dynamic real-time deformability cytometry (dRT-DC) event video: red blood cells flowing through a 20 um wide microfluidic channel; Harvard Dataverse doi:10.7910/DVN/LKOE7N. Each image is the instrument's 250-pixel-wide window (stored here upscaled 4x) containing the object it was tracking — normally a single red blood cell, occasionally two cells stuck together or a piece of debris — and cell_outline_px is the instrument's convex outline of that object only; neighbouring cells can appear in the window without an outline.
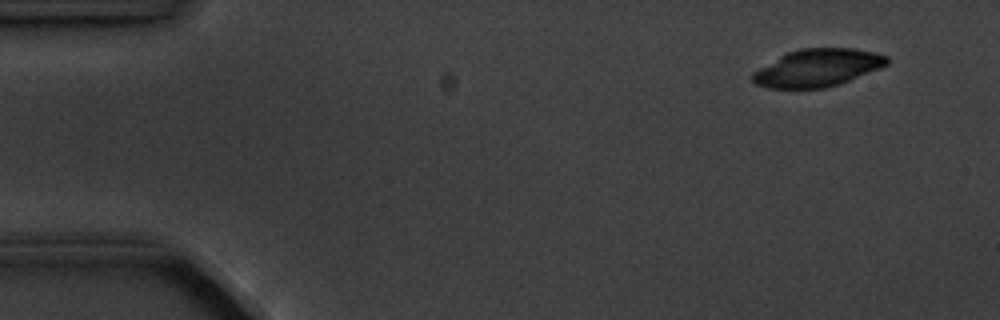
{"species": "common noctule bat (a hibernating species)", "species_latin": "Nyctalus noctula", "temperature_condition": "cold", "stored_images_in_passage": 3, "camera_frame_rate_fps": 3000, "um_per_image_px": 0.085, "animal": {"sex": "male", "body_mass_g": 20.1, "forearm_length_mm": 53.5}, "frame": {"image": 1, "passage_image": 1, "time_ms": 0.0, "image_size_px": [1000, 320], "cell_outline_px": [[888, 64], [880, 68], [840, 84], [824, 88], [768, 88], [756, 84], [752, 80], [752, 72], [780, 56], [788, 52], [800, 48], [852, 48], [876, 52], [888, 56]], "centroid_in_image_um": [69.51, 5.76], "position_along_channel_um": 15.5, "area_um2": 29.36}}